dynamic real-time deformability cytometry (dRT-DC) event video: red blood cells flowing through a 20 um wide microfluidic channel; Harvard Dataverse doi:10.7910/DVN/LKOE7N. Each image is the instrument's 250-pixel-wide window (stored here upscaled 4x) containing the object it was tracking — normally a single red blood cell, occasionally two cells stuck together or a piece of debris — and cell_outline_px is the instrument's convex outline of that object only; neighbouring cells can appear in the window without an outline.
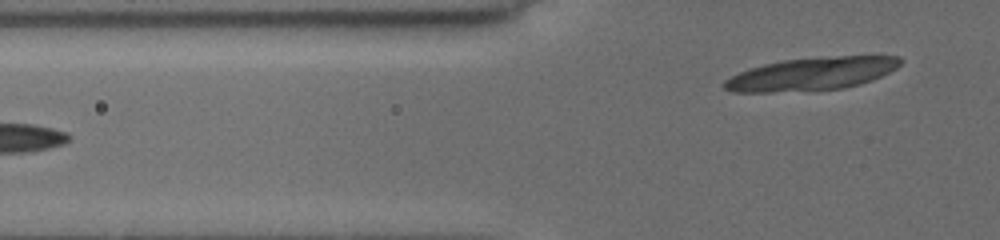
{"species": "common noctule bat (a hibernating species)", "species_latin": "Nyctalus noctula", "temperature_condition": "cold", "stored_images_in_passage": 9, "segment_of_instrument_passage": [2, 2], "camera_frame_rate_fps": 3000, "um_per_image_px": 0.085, "animal": {"sex": "female", "body_mass_g": 19.5, "forearm_length_mm": 54.1}, "frame": {"image": 1, "passage_image": 9, "time_ms": 8.0, "image_size_px": [1000, 240], "cell_outline_px": [[904, 60], [896, 68], [872, 80], [860, 84], [844, 88], [768, 92], [736, 92], [724, 88], [724, 80], [748, 68], [764, 64], [784, 60], [836, 56], [900, 56]], "centroid_in_image_um": [69.01, 6.27], "position_along_channel_um": 56.8, "area_um2": 33.29}}